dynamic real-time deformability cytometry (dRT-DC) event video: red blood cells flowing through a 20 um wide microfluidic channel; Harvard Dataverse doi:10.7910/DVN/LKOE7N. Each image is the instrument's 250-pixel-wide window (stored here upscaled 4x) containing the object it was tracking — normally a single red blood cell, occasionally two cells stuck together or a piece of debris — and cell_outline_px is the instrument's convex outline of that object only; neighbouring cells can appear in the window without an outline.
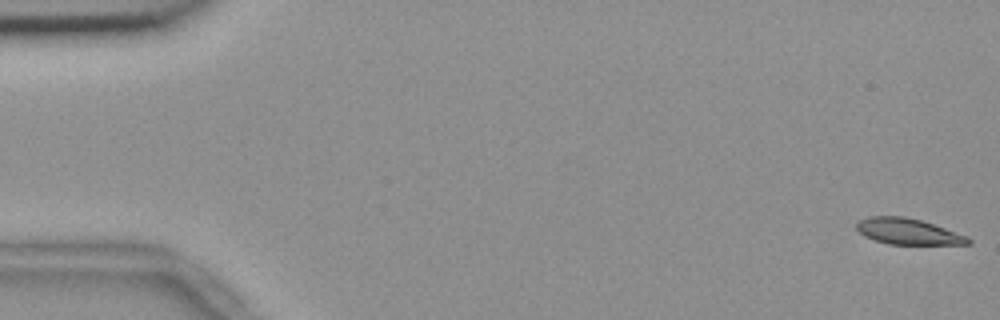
{"species": "common noctule bat (a hibernating species)", "species_latin": "Nyctalus noctula", "temperature_condition": "room temperature", "stored_images_in_passage": 56, "camera_frame_rate_fps": 3000, "um_per_image_px": 0.085, "animal": {"sex": "female", "body_mass_g": 18.4}, "frame": {"image": 1, "passage_image": 1, "time_ms": 0.0, "image_size_px": [1000, 320], "cell_outline_px": [[972, 244], [888, 244], [864, 236], [856, 228], [856, 224], [860, 220], [868, 216], [904, 216], [920, 220], [968, 236], [972, 240]], "centroid_in_image_um": [77.18, 19.67], "position_along_channel_um": 7.8, "area_um2": 16.76}}
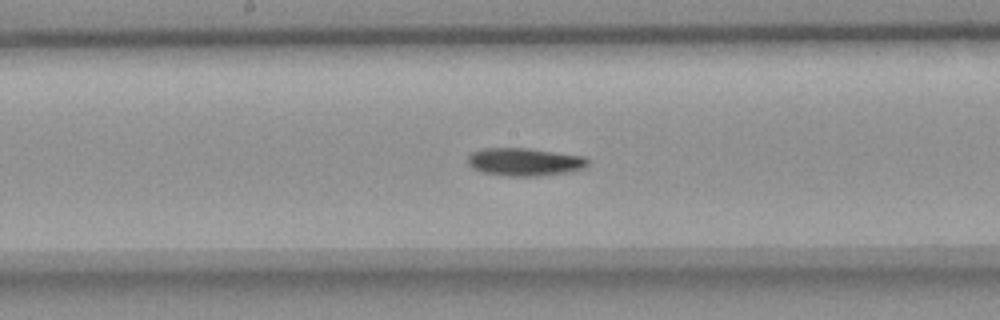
{"frame": {"image": 2, "passage_image": 29, "time_ms": 9.333, "image_size_px": [1000, 320], "cell_outline_px": [[592, 160], [584, 168], [568, 172], [540, 176], [508, 176], [484, 172], [472, 168], [468, 164], [468, 156], [472, 152], [484, 148], [528, 148], [584, 156]], "centroid_in_image_um": [44.63, 13.76], "position_along_channel_um": 203.6, "area_um2": 19.59}}
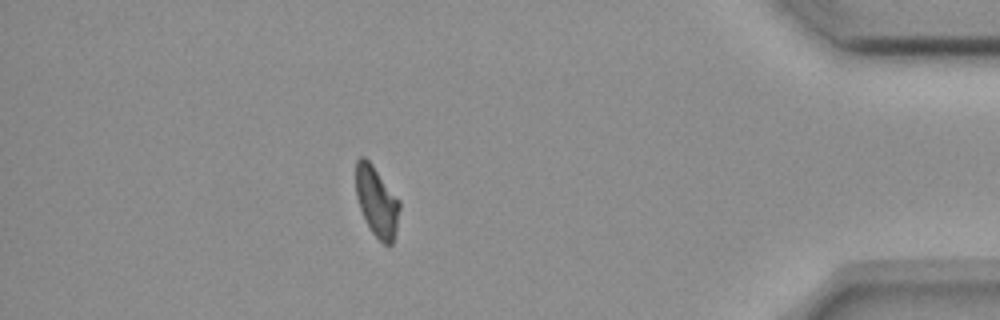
{"frame": {"image": 3, "passage_image": 49, "time_ms": 16.0, "image_size_px": [1000, 320], "cell_outline_px": [[400, 208], [396, 228], [392, 244], [384, 244], [372, 232], [360, 208], [356, 196], [356, 160], [360, 156], [364, 156], [372, 164], [400, 200]], "centroid_in_image_um": [32.02, 17.09], "position_along_channel_um": 403.2, "area_um2": 17.63}, "authors_computed_cell_mechanics": {"area_um2": 18.6405, "velocity_mm_per_s": 3.6616, "shape_relaxation_time_tau1_ms": 5.9229, "shape_relaxation_time_tau2_ms": null, "deformation_change_tau1": 0.1469, "deformation_change_tau2": null}}